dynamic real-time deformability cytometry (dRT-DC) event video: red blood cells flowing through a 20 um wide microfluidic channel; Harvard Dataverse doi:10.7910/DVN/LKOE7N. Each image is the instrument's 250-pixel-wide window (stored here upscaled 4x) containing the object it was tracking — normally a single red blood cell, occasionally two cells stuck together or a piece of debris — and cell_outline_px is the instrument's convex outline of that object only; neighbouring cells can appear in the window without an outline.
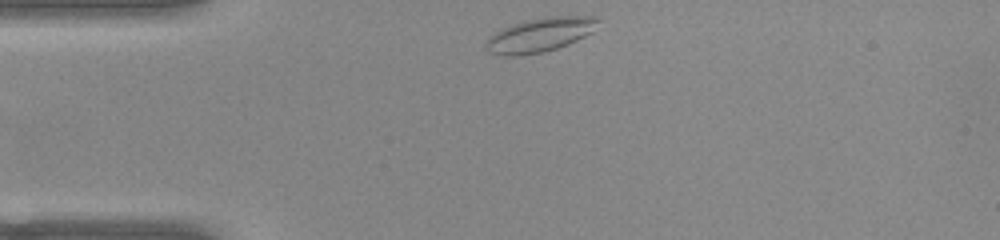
{"species": "common noctule bat (a hibernating species)", "species_latin": "Nyctalus noctula", "temperature_condition": "warm", "stored_images_in_passage": 34, "camera_frame_rate_fps": 3000, "um_per_image_px": 0.085, "animal": {"sex": "female", "body_mass_g": 22.0, "forearm_length_mm": 56.7}, "frame": {"image": 1, "passage_image": 1, "time_ms": 0.0, "image_size_px": [1000, 240], "cell_outline_px": [[600, 20], [592, 32], [568, 44], [544, 52], [516, 56], [504, 56], [488, 52], [484, 44], [488, 36], [500, 28], [524, 20], [544, 16], [600, 16]], "centroid_in_image_um": [45.85, 2.95], "position_along_channel_um": 39.1, "area_um2": 22.66}}
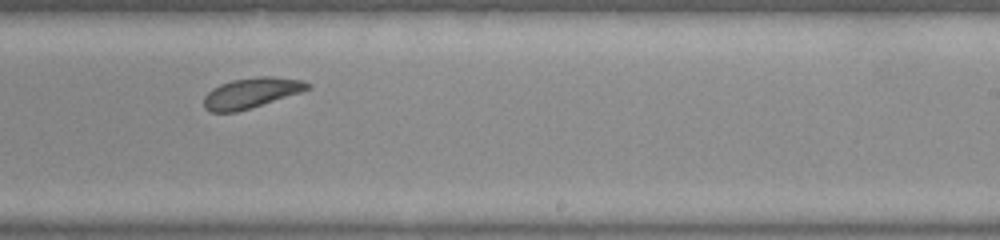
{"frame": {"image": 2, "passage_image": 21, "time_ms": 6.667, "image_size_px": [1000, 240], "cell_outline_px": [[312, 88], [300, 92], [236, 112], [212, 112], [204, 108], [204, 96], [212, 88], [220, 84], [232, 80], [260, 76], [272, 76], [304, 80], [312, 84]], "centroid_in_image_um": [21.37, 7.88], "position_along_channel_um": 267.6, "area_um2": 18.21}}
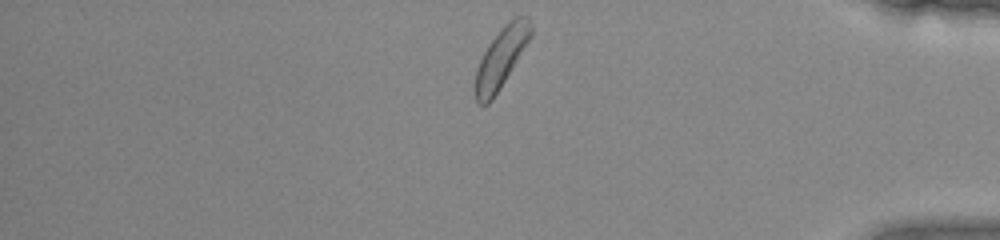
{"frame": {"image": 3, "passage_image": 33, "time_ms": 10.667, "image_size_px": [1000, 240], "cell_outline_px": [[532, 36], [492, 100], [488, 104], [476, 104], [476, 68], [488, 44], [504, 24], [512, 16], [528, 16], [532, 28]], "centroid_in_image_um": [42.61, 4.86], "position_along_channel_um": 392.6, "area_um2": 19.19}}